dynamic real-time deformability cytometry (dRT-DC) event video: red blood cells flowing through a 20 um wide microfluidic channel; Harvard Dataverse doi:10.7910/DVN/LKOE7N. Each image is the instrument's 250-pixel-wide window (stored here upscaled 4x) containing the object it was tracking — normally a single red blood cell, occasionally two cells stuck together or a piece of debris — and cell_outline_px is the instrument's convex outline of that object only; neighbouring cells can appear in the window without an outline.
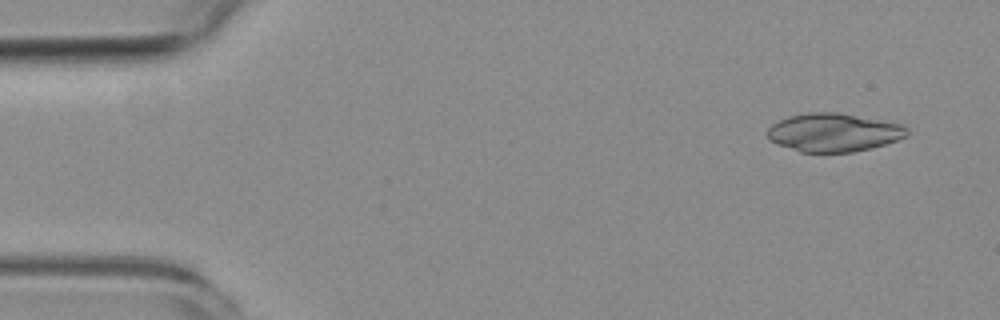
{"species": "common noctule bat (a hibernating species)", "species_latin": "Nyctalus noctula", "temperature_condition": "room temperature", "stored_images_in_passage": 5, "camera_frame_rate_fps": 3000, "um_per_image_px": 0.085, "animal": {"sex": "female", "body_mass_g": 19.3, "forearm_length_mm": 54.1}, "frame": {"image": 1, "passage_image": 2, "time_ms": 1.0, "image_size_px": [1000, 320], "cell_outline_px": [[908, 136], [872, 148], [852, 152], [800, 152], [776, 144], [768, 140], [768, 128], [772, 124], [780, 120], [792, 116], [812, 112], [836, 112], [904, 124], [908, 128]], "centroid_in_image_um": [70.88, 11.27], "position_along_channel_um": 14.1, "area_um2": 31.15}}